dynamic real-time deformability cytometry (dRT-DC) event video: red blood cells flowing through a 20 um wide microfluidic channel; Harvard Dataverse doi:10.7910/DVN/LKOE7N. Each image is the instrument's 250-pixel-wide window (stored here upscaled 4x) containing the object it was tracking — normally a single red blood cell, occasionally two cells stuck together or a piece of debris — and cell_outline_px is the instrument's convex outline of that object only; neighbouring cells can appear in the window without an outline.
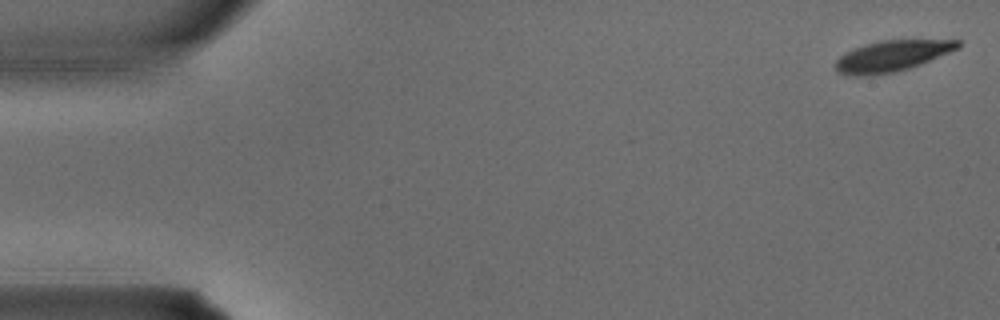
{"species": "common noctule bat (a hibernating species)", "species_latin": "Nyctalus noctula", "temperature_condition": "warm", "stored_images_in_passage": 4, "camera_frame_rate_fps": 3000, "um_per_image_px": 0.085, "animal": {"sex": "male", "body_mass_g": 15.6}, "frame": {"image": 1, "passage_image": 1, "time_ms": 0.0, "image_size_px": [1000, 320], "cell_outline_px": [[960, 48], [920, 64], [896, 72], [868, 76], [852, 76], [836, 72], [836, 60], [840, 56], [856, 48], [880, 40], [960, 40]], "centroid_in_image_um": [75.82, 4.77], "position_along_channel_um": 9.2, "area_um2": 21.85}}
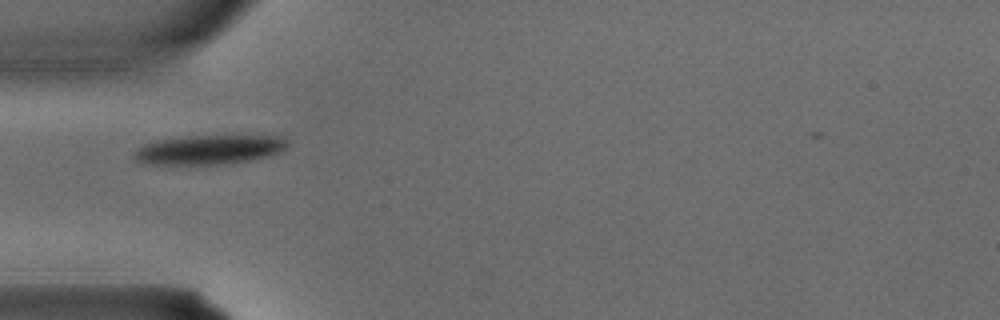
{"frame": {"image": 2, "passage_image": 4, "time_ms": 1.0, "image_size_px": [1000, 320], "cell_outline_px": [[288, 144], [284, 148], [276, 152], [264, 156], [248, 160], [224, 164], [148, 164], [136, 160], [132, 156], [132, 152], [136, 148], [156, 140], [188, 136], [276, 136], [284, 140]], "centroid_in_image_um": [17.65, 12.72], "position_along_channel_um": 67.4, "area_um2": 25.66}}